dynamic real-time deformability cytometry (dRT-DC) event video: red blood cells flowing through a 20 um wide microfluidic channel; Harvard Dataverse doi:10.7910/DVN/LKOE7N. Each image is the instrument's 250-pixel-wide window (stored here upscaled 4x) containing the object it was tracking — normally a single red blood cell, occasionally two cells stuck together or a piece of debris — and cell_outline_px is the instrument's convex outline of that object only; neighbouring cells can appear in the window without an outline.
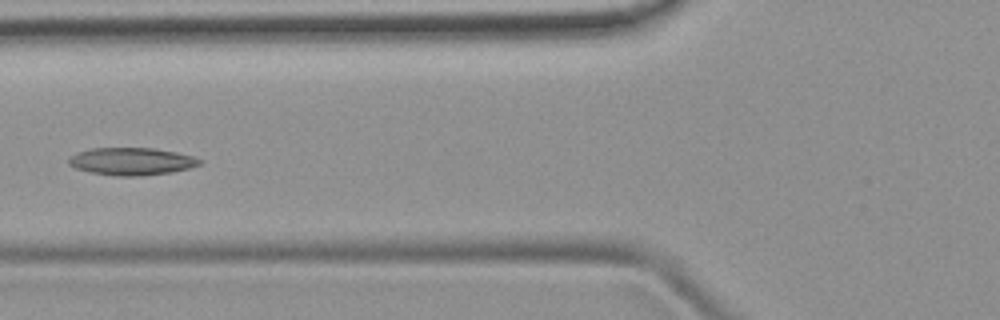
{"species": "common noctule bat (a hibernating species)", "species_latin": "Nyctalus noctula", "temperature_condition": "room temperature", "stored_images_in_passage": 7, "camera_frame_rate_fps": 3000, "um_per_image_px": 0.085, "animal": {"sex": "female", "body_mass_g": 19.9}, "frame": {"image": 1, "passage_image": 6, "time_ms": 5.667, "image_size_px": [1000, 320], "cell_outline_px": [[204, 160], [200, 164], [188, 168], [172, 172], [140, 176], [116, 176], [92, 172], [76, 168], [68, 164], [68, 156], [76, 152], [92, 148], [152, 148], [176, 152], [192, 156]], "centroid_in_image_um": [11.16, 13.71], "position_along_channel_um": 114.6, "area_um2": 20.98}}
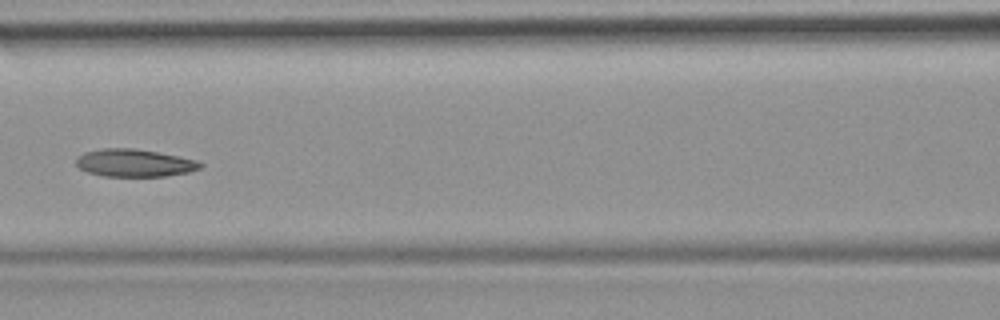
{"frame": {"image": 2, "passage_image": 7, "time_ms": 6.667, "image_size_px": [1000, 320], "cell_outline_px": [[204, 164], [200, 168], [188, 172], [164, 176], [104, 176], [88, 172], [80, 168], [76, 164], [76, 160], [84, 152], [100, 148], [132, 148], [156, 152], [196, 160]], "centroid_in_image_um": [11.41, 13.85], "position_along_channel_um": 155.2, "area_um2": 19.71}}